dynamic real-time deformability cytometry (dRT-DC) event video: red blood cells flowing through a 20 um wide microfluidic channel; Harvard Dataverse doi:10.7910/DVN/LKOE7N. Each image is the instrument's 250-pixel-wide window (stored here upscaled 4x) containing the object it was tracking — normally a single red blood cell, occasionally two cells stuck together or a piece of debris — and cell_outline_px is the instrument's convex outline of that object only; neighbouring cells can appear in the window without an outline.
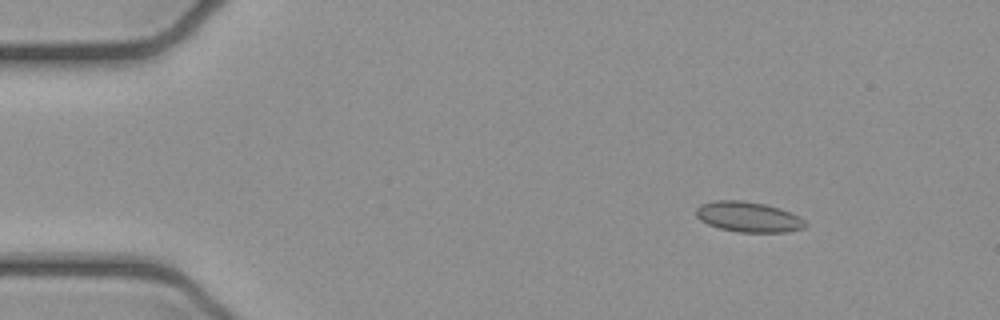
{"species": "common noctule bat (a hibernating species)", "species_latin": "Nyctalus noctula", "temperature_condition": "cold", "stored_images_in_passage": 3, "camera_frame_rate_fps": 3000, "um_per_image_px": 0.085, "animal": {"sex": "female", "body_mass_g": 21.9}, "frame": {"image": 1, "passage_image": 1, "time_ms": 0.0, "image_size_px": [1000, 320], "cell_outline_px": [[808, 224], [804, 228], [788, 232], [736, 232], [720, 228], [708, 224], [700, 220], [696, 216], [696, 208], [700, 204], [716, 200], [744, 200], [764, 204], [780, 208], [792, 212], [800, 216]], "centroid_in_image_um": [63.63, 18.43], "position_along_channel_um": 21.4, "area_um2": 19.54}}
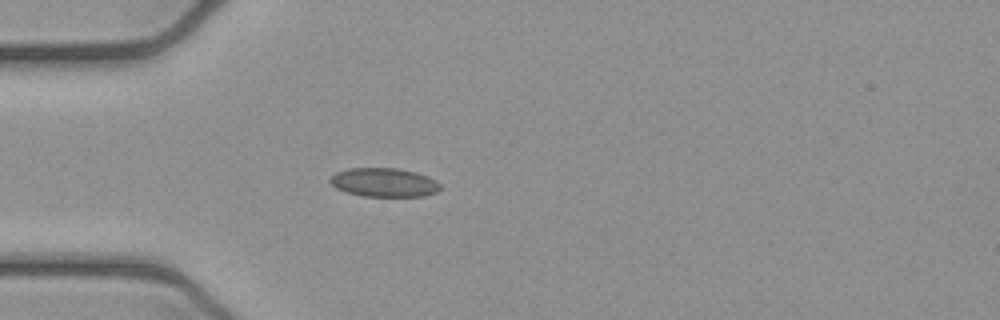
{"frame": {"image": 2, "passage_image": 3, "time_ms": 0.667, "image_size_px": [1000, 320], "cell_outline_px": [[440, 188], [436, 192], [424, 196], [364, 196], [348, 192], [336, 188], [328, 180], [336, 172], [348, 168], [396, 168], [416, 172], [428, 176], [436, 180], [440, 184]], "centroid_in_image_um": [32.65, 15.5], "position_along_channel_um": 52.3, "area_um2": 18.44}}